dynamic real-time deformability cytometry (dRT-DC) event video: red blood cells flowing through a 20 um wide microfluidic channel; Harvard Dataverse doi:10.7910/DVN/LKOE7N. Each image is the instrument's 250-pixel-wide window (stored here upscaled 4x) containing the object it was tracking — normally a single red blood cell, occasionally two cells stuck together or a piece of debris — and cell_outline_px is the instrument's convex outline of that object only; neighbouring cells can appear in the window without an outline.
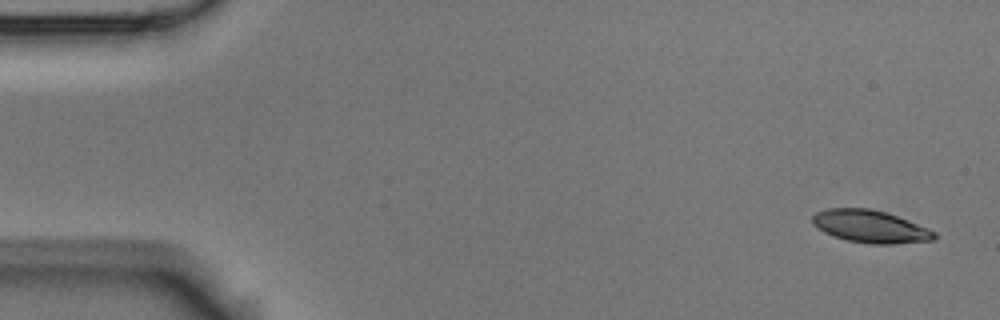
{"species": "Egyptian fruit bat (a non-hibernating species)", "species_latin": "Rousettus aegyptiacus", "temperature_condition": "room temperature", "stored_images_in_passage": 4, "camera_frame_rate_fps": 3000, "um_per_image_px": 0.085, "animal": {"sex": "male"}, "frame": {"image": 1, "passage_image": 1, "time_ms": 0.0, "image_size_px": [1000, 320], "cell_outline_px": [[936, 240], [892, 244], [868, 244], [848, 240], [832, 236], [824, 232], [812, 224], [812, 216], [816, 212], [828, 208], [868, 208], [884, 212], [896, 216], [928, 228], [936, 232]], "centroid_in_image_um": [73.96, 19.26], "position_along_channel_um": 11.0, "area_um2": 23.06}}
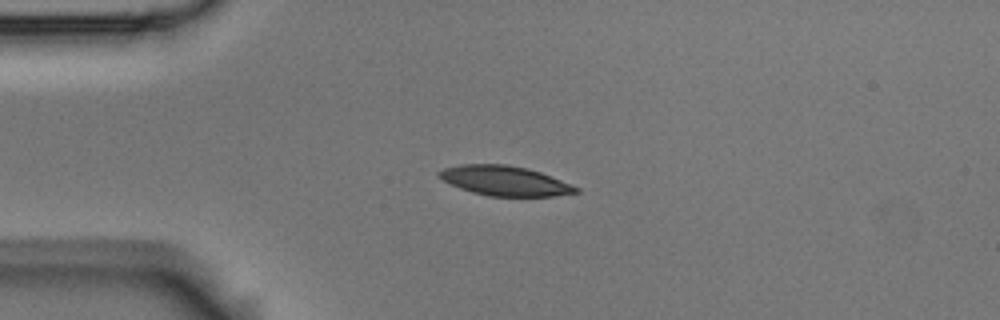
{"frame": {"image": 2, "passage_image": 3, "time_ms": 0.667, "image_size_px": [1000, 320], "cell_outline_px": [[580, 192], [552, 196], [488, 196], [472, 192], [460, 188], [440, 180], [436, 176], [436, 172], [444, 168], [460, 164], [504, 164], [528, 168], [540, 172], [580, 188]], "centroid_in_image_um": [42.85, 15.36], "position_along_channel_um": 42.2, "area_um2": 23.81}}